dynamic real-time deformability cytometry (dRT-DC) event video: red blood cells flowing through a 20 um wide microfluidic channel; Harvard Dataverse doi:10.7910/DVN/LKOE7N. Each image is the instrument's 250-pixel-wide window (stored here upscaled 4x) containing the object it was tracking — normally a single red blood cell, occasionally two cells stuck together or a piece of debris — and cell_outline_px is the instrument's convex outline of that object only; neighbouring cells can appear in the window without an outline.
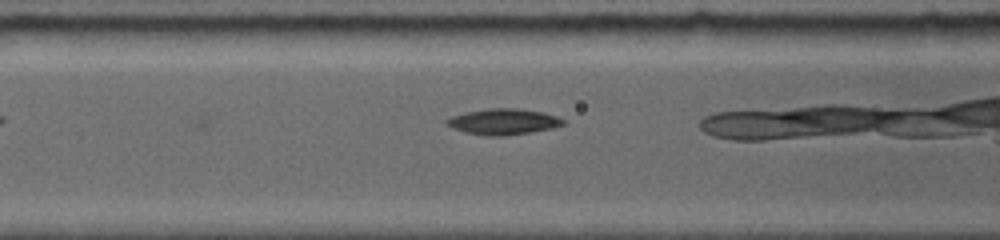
{"species": "common noctule bat (a hibernating species)", "species_latin": "Nyctalus noctula", "temperature_condition": "room temperature", "stored_images_in_passage": 19, "camera_frame_rate_fps": 5000, "um_per_image_px": 0.085, "animal": {"sex": "female", "body_mass_g": 19.0, "forearm_length_mm": 56.7}, "frame": {"image": 1, "passage_image": 3, "time_ms": 1.4, "image_size_px": [1000, 240], "cell_outline_px": [[564, 124], [548, 128], [528, 132], [468, 132], [456, 128], [448, 124], [444, 120], [452, 116], [468, 112], [488, 108], [520, 108], [544, 112], [556, 116], [564, 120]], "centroid_in_image_um": [42.84, 10.25], "position_along_channel_um": 123.8, "area_um2": 16.01}}
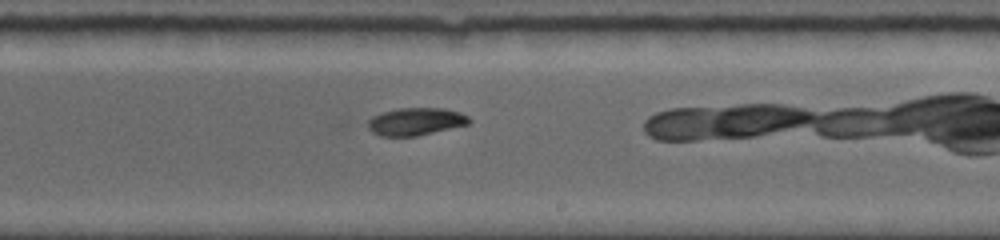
{"frame": {"image": 2, "passage_image": 8, "time_ms": 4.8, "image_size_px": [1000, 240], "cell_outline_px": [[472, 120], [468, 124], [416, 136], [380, 136], [372, 132], [368, 128], [368, 120], [372, 116], [396, 108], [444, 108], [460, 112], [468, 116]], "centroid_in_image_um": [35.33, 10.32], "position_along_channel_um": 253.7, "area_um2": 16.24}}
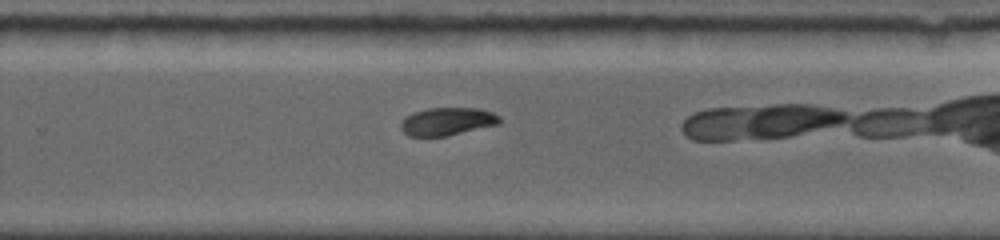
{"frame": {"image": 3, "passage_image": 10, "time_ms": 5.8, "image_size_px": [1000, 240], "cell_outline_px": [[500, 124], [448, 136], [408, 136], [400, 128], [400, 120], [412, 112], [428, 108], [480, 108], [492, 112], [500, 116]], "centroid_in_image_um": [38.01, 10.32], "position_along_channel_um": 291.8, "area_um2": 16.3}}